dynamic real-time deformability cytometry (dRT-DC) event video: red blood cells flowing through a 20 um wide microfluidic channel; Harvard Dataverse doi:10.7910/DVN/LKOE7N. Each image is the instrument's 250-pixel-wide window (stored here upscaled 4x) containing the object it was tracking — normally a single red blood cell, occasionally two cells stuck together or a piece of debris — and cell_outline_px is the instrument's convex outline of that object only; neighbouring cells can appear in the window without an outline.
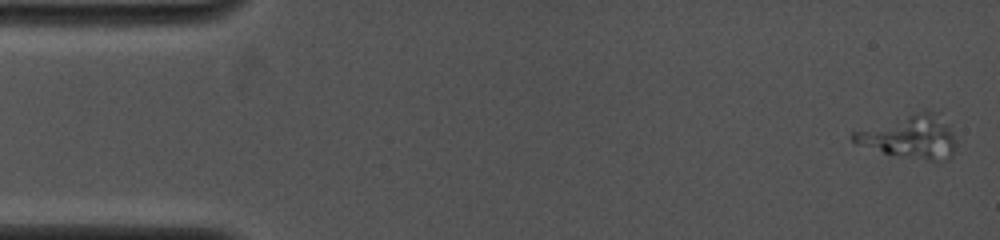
{"species": "common noctule bat (a hibernating species)", "species_latin": "Nyctalus noctula", "temperature_condition": "cold", "stored_images_in_passage": 15, "camera_frame_rate_fps": 4000, "um_per_image_px": 0.085, "animal": {"sex": "female", "body_mass_g": 19.0, "forearm_length_mm": 53.3}, "frame": {"image": 1, "passage_image": 1, "time_ms": 0.0, "image_size_px": [1000, 240], "cell_outline_px": [[956, 144], [952, 156], [948, 160], [928, 160], [884, 152], [856, 144], [852, 140], [852, 132], [924, 108], [936, 112], [952, 132], [956, 140]], "centroid_in_image_um": [77.38, 11.59], "position_along_channel_um": 7.6, "area_um2": 25.66}}
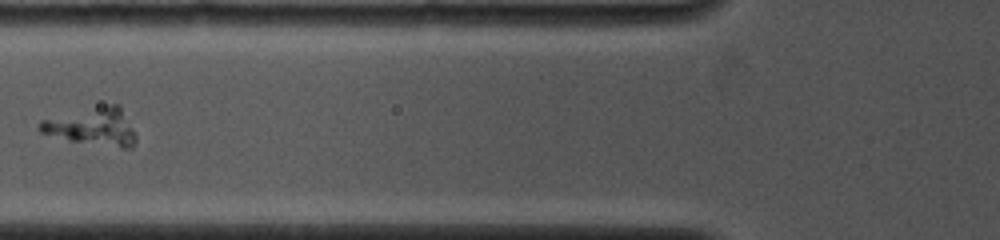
{"frame": {"image": 2, "passage_image": 8, "time_ms": 5.5, "image_size_px": [1000, 240], "cell_outline_px": [[136, 144], [132, 148], [120, 148], [68, 140], [40, 132], [36, 128], [40, 120], [108, 104], [120, 104], [136, 132]], "centroid_in_image_um": [7.92, 10.78], "position_along_channel_um": 117.9, "area_um2": 21.15}}
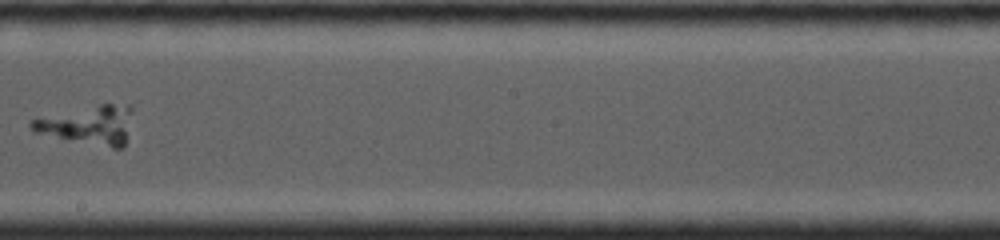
{"frame": {"image": 3, "passage_image": 14, "time_ms": 8.5, "image_size_px": [1000, 240], "cell_outline_px": [[132, 112], [124, 148], [112, 148], [32, 132], [28, 124], [32, 120], [100, 104], [128, 104], [132, 108]], "centroid_in_image_um": [7.56, 10.63], "position_along_channel_um": 240.6, "area_um2": 22.31}}